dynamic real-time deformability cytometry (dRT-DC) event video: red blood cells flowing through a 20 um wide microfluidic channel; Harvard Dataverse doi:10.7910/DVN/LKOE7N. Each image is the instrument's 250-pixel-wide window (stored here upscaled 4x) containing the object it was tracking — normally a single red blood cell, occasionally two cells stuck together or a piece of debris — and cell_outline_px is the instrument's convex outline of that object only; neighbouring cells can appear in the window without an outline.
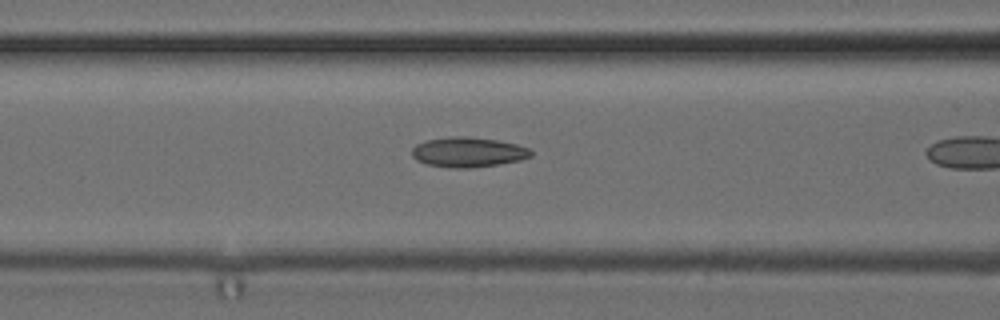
{"species": "common noctule bat (a hibernating species)", "species_latin": "Nyctalus noctula", "temperature_condition": "cold", "stored_images_in_passage": 4, "camera_frame_rate_fps": 3000, "um_per_image_px": 0.085, "animal": {"sex": "female", "body_mass_g": 24.6, "forearm_length_mm": 56.2}, "frame": {"image": 1, "passage_image": 3, "time_ms": 0.667, "image_size_px": [1000, 320], "cell_outline_px": [[532, 156], [520, 160], [500, 164], [472, 168], [452, 168], [428, 164], [416, 160], [412, 156], [412, 148], [416, 144], [428, 140], [452, 136], [468, 136], [496, 140], [516, 144], [528, 148], [532, 152]], "centroid_in_image_um": [39.79, 12.93], "position_along_channel_um": 126.8, "area_um2": 20.75}}